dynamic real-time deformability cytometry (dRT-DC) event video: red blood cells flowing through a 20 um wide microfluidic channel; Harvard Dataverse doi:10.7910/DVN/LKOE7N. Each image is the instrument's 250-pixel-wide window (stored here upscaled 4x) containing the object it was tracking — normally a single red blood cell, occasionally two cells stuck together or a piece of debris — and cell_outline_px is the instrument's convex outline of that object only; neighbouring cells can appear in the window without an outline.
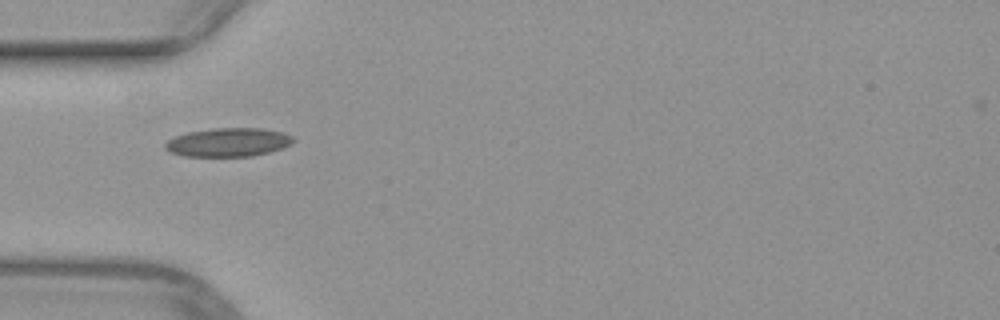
{"species": "common noctule bat (a hibernating species)", "species_latin": "Nyctalus noctula", "temperature_condition": "warm", "stored_images_in_passage": 12, "camera_frame_rate_fps": 3000, "um_per_image_px": 0.085, "animal": {"sex": "female", "body_mass_g": 29.2, "forearm_length_mm": 56.3}, "frame": {"image": 1, "passage_image": 1, "time_ms": 0.0, "image_size_px": [1000, 320], "cell_outline_px": [[296, 140], [292, 144], [284, 148], [252, 156], [184, 156], [172, 152], [164, 148], [164, 144], [168, 140], [176, 136], [188, 132], [212, 128], [264, 128], [284, 132], [292, 136]], "centroid_in_image_um": [19.45, 12.08], "position_along_channel_um": 65.5, "area_um2": 21.5}}